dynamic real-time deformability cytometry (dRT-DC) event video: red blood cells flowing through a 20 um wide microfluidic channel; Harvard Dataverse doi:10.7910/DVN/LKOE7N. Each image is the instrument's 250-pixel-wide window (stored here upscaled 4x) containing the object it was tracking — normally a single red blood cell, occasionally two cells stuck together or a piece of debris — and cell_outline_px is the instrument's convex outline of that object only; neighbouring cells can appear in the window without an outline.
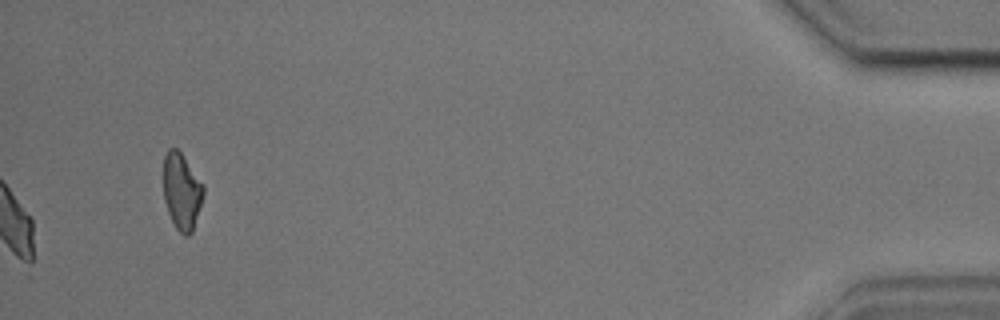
{"species": "common noctule bat (a hibernating species)", "species_latin": "Nyctalus noctula", "temperature_condition": "cold", "stored_images_in_passage": 40, "camera_frame_rate_fps": 3000, "um_per_image_px": 0.085, "animal": {"sex": "male", "body_mass_g": 17.9, "forearm_length_mm": 54.2}, "frame": {"image": 1, "passage_image": 40, "time_ms": 13.0, "image_size_px": [1000, 320], "cell_outline_px": [[204, 192], [192, 232], [188, 236], [184, 236], [176, 228], [168, 212], [164, 200], [164, 156], [168, 148], [176, 148], [180, 152], [204, 184]], "centroid_in_image_um": [15.44, 16.26], "position_along_channel_um": 419.8, "area_um2": 17.63}, "authors_computed_cell_mechanics": {"area_um2": 19.2185, "velocity_mm_per_s": 3.6235, "shape_relaxation_time_tau1_ms": 4.4836, "shape_relaxation_time_tau2_ms": 2.9887, "deformation_change_tau1": 0.1603, "deformation_change_tau2": 0.1109}}